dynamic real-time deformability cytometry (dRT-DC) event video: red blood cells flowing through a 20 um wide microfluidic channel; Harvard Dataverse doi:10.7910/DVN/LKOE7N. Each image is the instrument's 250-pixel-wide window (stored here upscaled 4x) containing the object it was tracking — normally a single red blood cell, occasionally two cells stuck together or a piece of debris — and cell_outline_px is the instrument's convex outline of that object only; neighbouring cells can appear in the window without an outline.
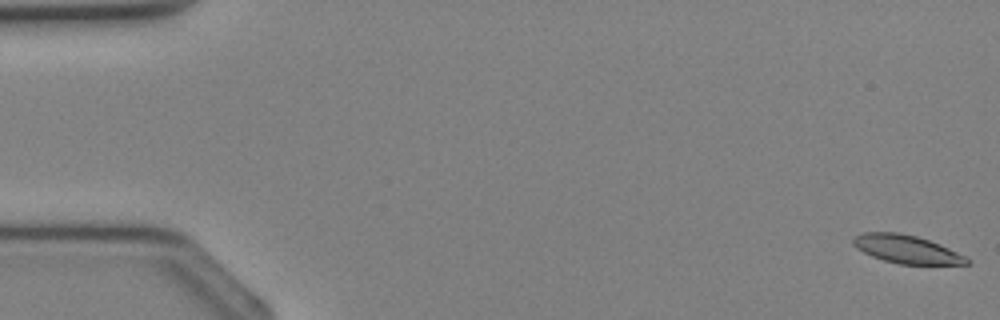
{"species": "Egyptian fruit bat (a non-hibernating species)", "species_latin": "Rousettus aegyptiacus", "temperature_condition": "cold", "stored_images_in_passage": 37, "camera_frame_rate_fps": 3000, "um_per_image_px": 0.085, "animal": {"sex": "female"}, "frame": {"image": 1, "passage_image": 1, "time_ms": 0.0, "image_size_px": [1000, 320], "cell_outline_px": [[972, 264], [900, 264], [884, 260], [872, 256], [856, 248], [852, 244], [852, 240], [856, 236], [864, 232], [900, 232], [916, 236], [940, 244], [972, 260]], "centroid_in_image_um": [77.06, 21.18], "position_along_channel_um": 7.9, "area_um2": 18.55}}
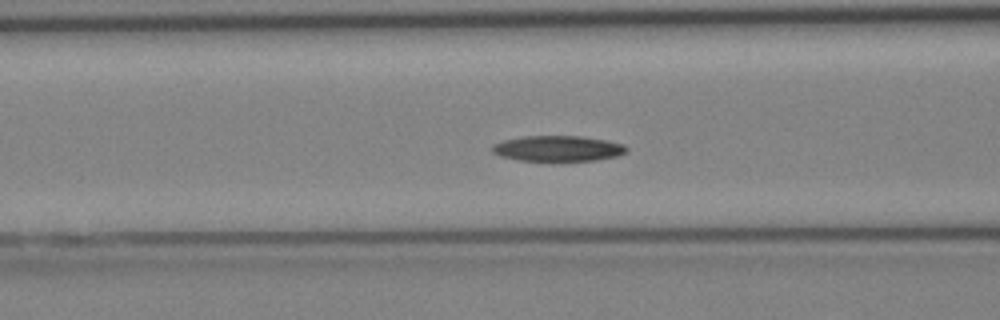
{"frame": {"image": 2, "passage_image": 15, "time_ms": 4.667, "image_size_px": [1000, 320], "cell_outline_px": [[628, 152], [616, 156], [596, 160], [520, 160], [500, 156], [492, 152], [492, 144], [504, 140], [524, 136], [580, 136], [604, 140], [624, 144], [628, 148]], "centroid_in_image_um": [47.42, 12.61], "position_along_channel_um": 119.2, "area_um2": 19.83}}
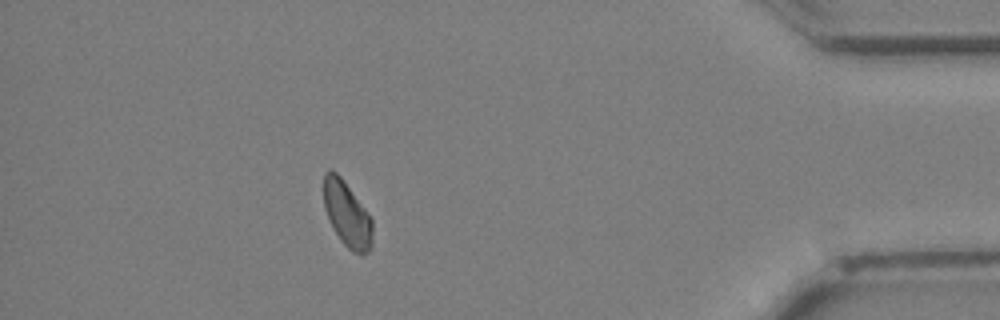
{"frame": {"image": 3, "passage_image": 33, "time_ms": 10.667, "image_size_px": [1000, 320], "cell_outline_px": [[372, 248], [364, 256], [360, 256], [352, 252], [344, 244], [336, 232], [324, 208], [324, 172], [328, 168], [332, 168], [340, 176], [364, 208], [372, 220]], "centroid_in_image_um": [29.51, 18.23], "position_along_channel_um": 405.7, "area_um2": 18.44}}